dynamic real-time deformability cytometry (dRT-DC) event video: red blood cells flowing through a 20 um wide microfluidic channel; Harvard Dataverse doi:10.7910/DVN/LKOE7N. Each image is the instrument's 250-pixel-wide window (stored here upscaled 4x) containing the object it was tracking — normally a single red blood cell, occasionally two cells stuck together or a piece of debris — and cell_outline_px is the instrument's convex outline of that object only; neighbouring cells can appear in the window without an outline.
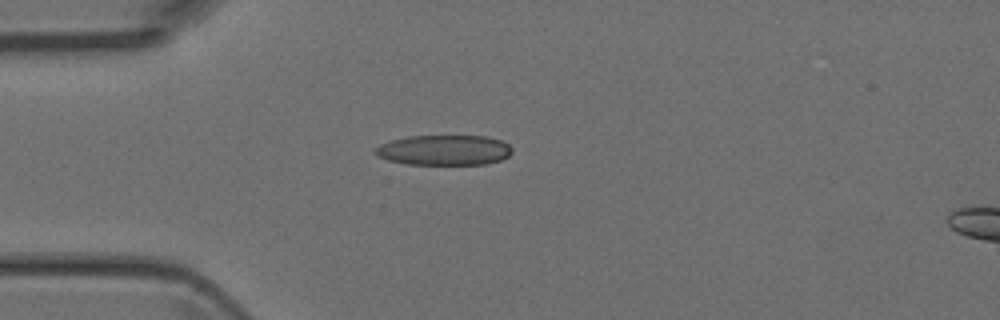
{"species": "Egyptian fruit bat (a non-hibernating species)", "species_latin": "Rousettus aegyptiacus", "temperature_condition": "room temperature", "stored_images_in_passage": 30, "camera_frame_rate_fps": 3000, "um_per_image_px": 0.085, "animal": {"sex": "female"}, "frame": {"image": 1, "passage_image": 1, "time_ms": 0.0, "image_size_px": [1000, 320], "cell_outline_px": [[512, 152], [508, 156], [500, 160], [484, 164], [408, 164], [388, 160], [376, 156], [372, 152], [372, 148], [380, 144], [392, 140], [408, 136], [488, 136], [500, 140], [508, 144], [512, 148]], "centroid_in_image_um": [37.71, 12.75], "position_along_channel_um": 47.3, "area_um2": 24.22}}
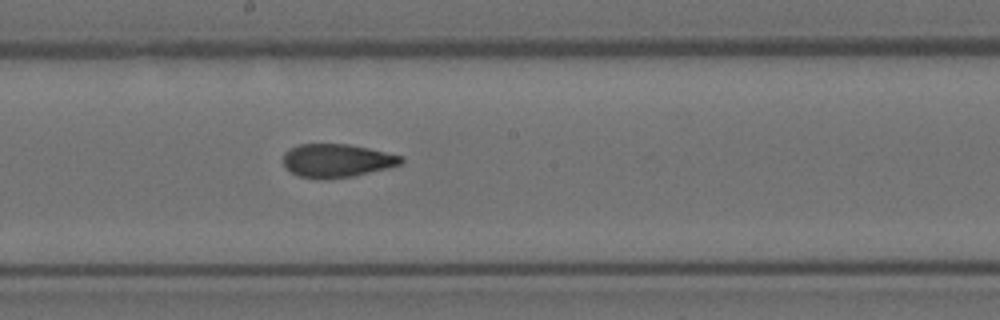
{"frame": {"image": 2, "passage_image": 14, "time_ms": 4.333, "image_size_px": [1000, 320], "cell_outline_px": [[404, 160], [400, 164], [352, 176], [324, 180], [300, 176], [292, 172], [284, 164], [284, 152], [288, 148], [300, 144], [348, 144], [368, 148], [404, 156]], "centroid_in_image_um": [28.61, 13.64], "position_along_channel_um": 219.6, "area_um2": 22.72}}
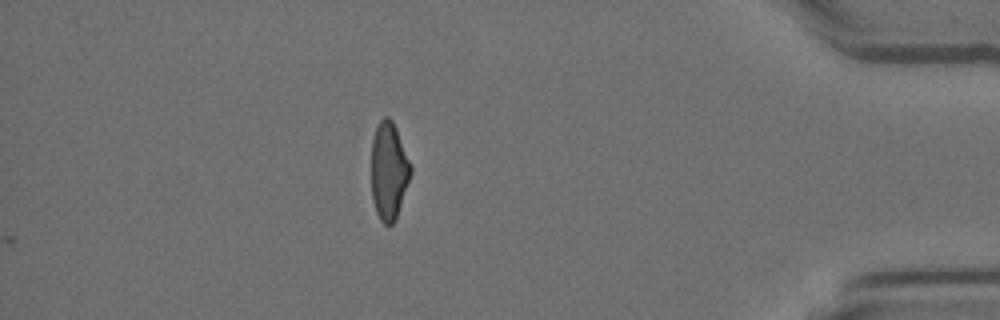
{"frame": {"image": 3, "passage_image": 30, "time_ms": 9.667, "image_size_px": [1000, 320], "cell_outline_px": [[412, 172], [396, 220], [392, 224], [384, 224], [380, 220], [376, 212], [372, 200], [372, 140], [376, 128], [380, 120], [384, 116], [388, 116], [392, 120], [396, 128], [412, 168]], "centroid_in_image_um": [33.05, 14.55], "position_along_channel_um": 402.1, "area_um2": 22.31}}